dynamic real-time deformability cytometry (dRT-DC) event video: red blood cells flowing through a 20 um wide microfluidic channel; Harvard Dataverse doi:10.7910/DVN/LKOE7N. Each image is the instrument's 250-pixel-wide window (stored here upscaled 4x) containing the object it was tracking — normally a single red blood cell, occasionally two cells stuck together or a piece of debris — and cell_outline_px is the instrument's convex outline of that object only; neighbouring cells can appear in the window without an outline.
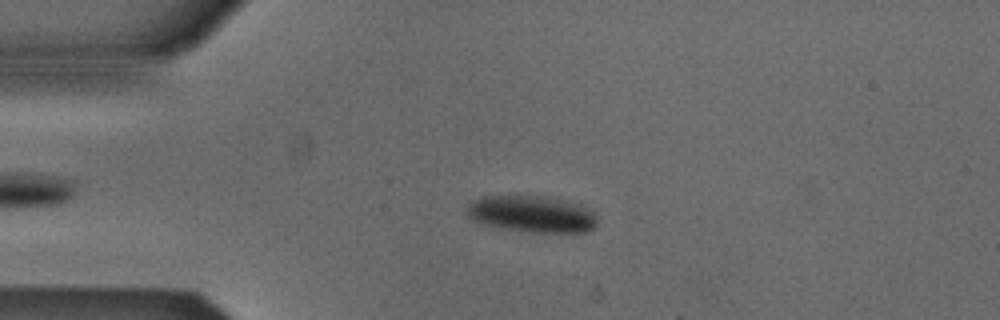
{"species": "Egyptian fruit bat (a non-hibernating species)", "species_latin": "Rousettus aegyptiacus", "temperature_condition": "cold", "stored_images_in_passage": 53, "camera_frame_rate_fps": 3000, "um_per_image_px": 0.085, "animal": {"sex": "male"}, "frame": {"image": 1, "passage_image": 12, "time_ms": 3.667, "image_size_px": [1000, 320], "cell_outline_px": [[596, 224], [592, 228], [584, 232], [532, 232], [496, 228], [472, 220], [468, 216], [468, 204], [472, 200], [480, 196], [540, 196], [580, 204], [592, 212], [596, 216]], "centroid_in_image_um": [45.15, 18.2], "position_along_channel_um": 39.8, "area_um2": 27.69}}
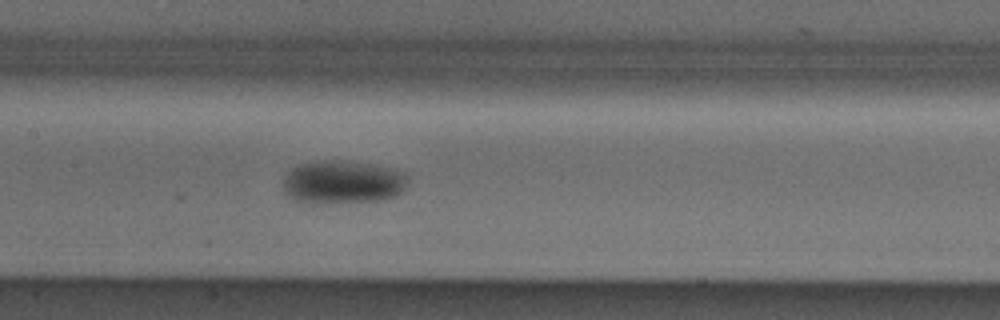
{"frame": {"image": 2, "passage_image": 25, "time_ms": 8.0, "image_size_px": [1000, 320], "cell_outline_px": [[408, 188], [404, 192], [396, 196], [380, 200], [328, 204], [308, 204], [292, 200], [284, 192], [280, 180], [292, 168], [300, 164], [332, 160], [340, 160], [372, 164], [404, 172], [408, 176]], "centroid_in_image_um": [29.11, 15.52], "position_along_channel_um": 178.3, "area_um2": 32.31}}
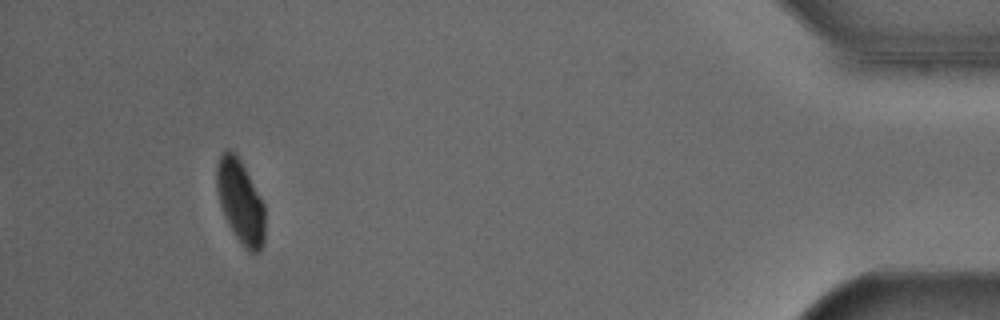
{"frame": {"image": 3, "passage_image": 49, "time_ms": 16.0, "image_size_px": [1000, 320], "cell_outline_px": [[264, 244], [260, 252], [248, 252], [240, 244], [228, 224], [220, 204], [216, 188], [216, 164], [224, 148], [232, 148], [240, 160], [260, 196], [264, 204]], "centroid_in_image_um": [20.42, 17.13], "position_along_channel_um": 414.8, "area_um2": 23.7}, "authors_computed_cell_mechanics": {"area_um2": 27.6862, "velocity_mm_per_s": 3.8348, "shape_relaxation_time_tau1_ms": 2.1097, "shape_relaxation_time_tau2_ms": null, "deformation_change_tau1": 0.0748, "deformation_change_tau2": null}}